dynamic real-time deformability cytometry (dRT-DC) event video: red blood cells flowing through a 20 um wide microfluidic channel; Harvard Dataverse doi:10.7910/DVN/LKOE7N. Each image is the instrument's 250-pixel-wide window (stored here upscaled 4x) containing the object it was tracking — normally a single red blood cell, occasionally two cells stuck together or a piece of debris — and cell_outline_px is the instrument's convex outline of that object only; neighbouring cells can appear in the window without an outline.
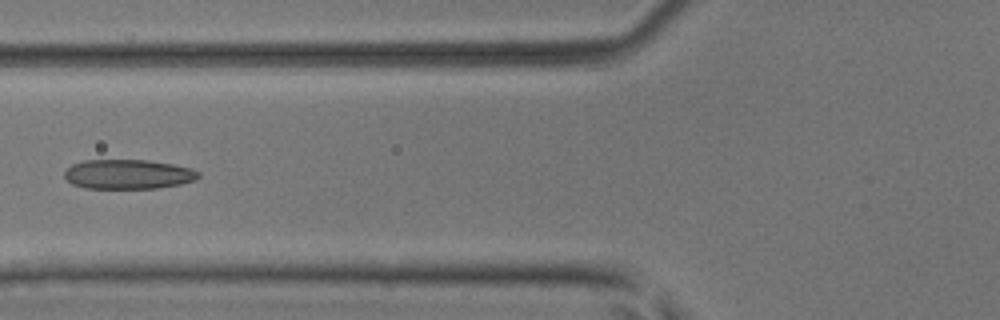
{"species": "common noctule bat (a hibernating species)", "species_latin": "Nyctalus noctula", "temperature_condition": "room temperature", "stored_images_in_passage": 7, "camera_frame_rate_fps": 3000, "um_per_image_px": 0.085, "animal": {"sex": "male", "body_mass_g": 17.9, "forearm_length_mm": 54.2}, "frame": {"image": 1, "passage_image": 5, "time_ms": 1.333, "image_size_px": [1000, 320], "cell_outline_px": [[200, 176], [196, 180], [180, 184], [156, 188], [84, 188], [72, 184], [64, 176], [64, 172], [72, 164], [84, 160], [148, 160], [172, 164], [192, 168], [200, 172]], "centroid_in_image_um": [10.9, 14.81], "position_along_channel_um": 114.9, "area_um2": 23.12}}
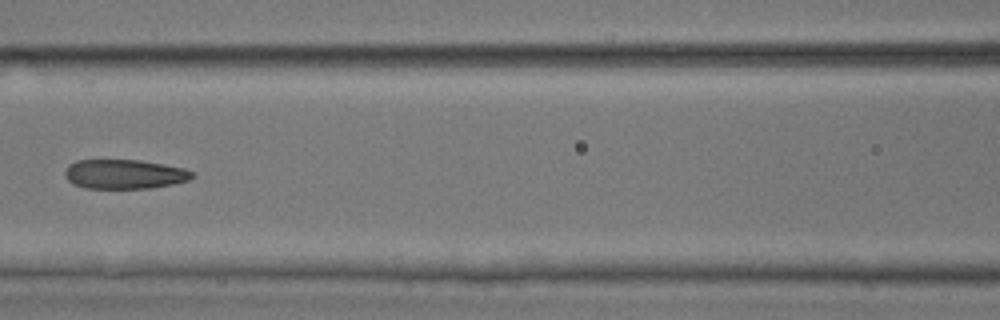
{"frame": {"image": 2, "passage_image": 6, "time_ms": 1.667, "image_size_px": [1000, 320], "cell_outline_px": [[196, 176], [188, 180], [172, 184], [148, 188], [84, 188], [72, 184], [64, 176], [64, 172], [68, 164], [76, 160], [140, 160], [164, 164], [184, 168], [192, 172]], "centroid_in_image_um": [10.54, 14.8], "position_along_channel_um": 156.1, "area_um2": 21.91}}
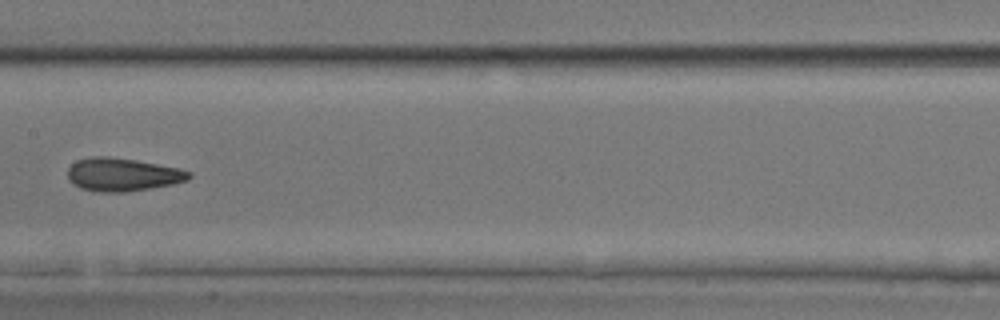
{"frame": {"image": 3, "passage_image": 7, "time_ms": 2.0, "image_size_px": [1000, 320], "cell_outline_px": [[192, 176], [188, 180], [172, 184], [124, 192], [100, 192], [80, 188], [68, 180], [68, 168], [76, 160], [92, 156], [108, 156], [136, 160], [180, 168], [192, 172]], "centroid_in_image_um": [10.41, 14.83], "position_along_channel_um": 197.0, "area_um2": 23.47}}